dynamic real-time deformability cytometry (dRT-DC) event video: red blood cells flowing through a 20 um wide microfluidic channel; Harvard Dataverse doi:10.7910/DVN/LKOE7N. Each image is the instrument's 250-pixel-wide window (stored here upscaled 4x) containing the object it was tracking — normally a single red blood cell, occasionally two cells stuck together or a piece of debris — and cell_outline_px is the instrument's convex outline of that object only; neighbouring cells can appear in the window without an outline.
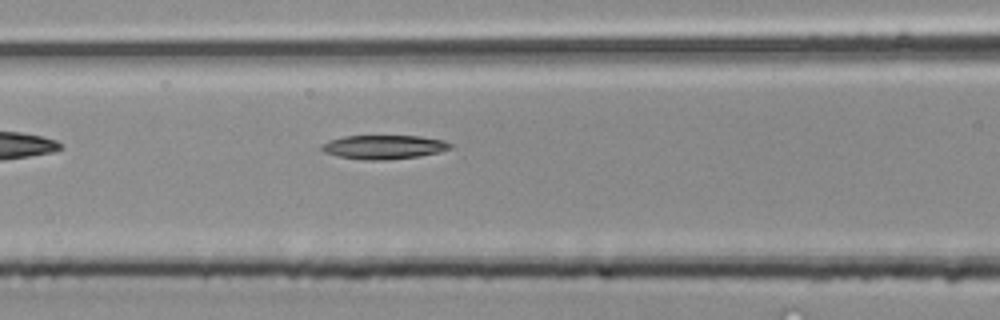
{"species": "common noctule bat (a hibernating species)", "species_latin": "Nyctalus noctula", "temperature_condition": "room temperature", "stored_images_in_passage": 30, "camera_frame_rate_fps": 3000, "um_per_image_px": 0.085, "animal": {"sex": "male", "body_mass_g": 20.4}, "frame": {"image": 1, "passage_image": 6, "time_ms": 1.667, "image_size_px": [1000, 320], "cell_outline_px": [[452, 148], [440, 152], [420, 156], [384, 160], [364, 160], [336, 156], [324, 152], [320, 148], [320, 144], [328, 140], [344, 136], [420, 136], [444, 140], [452, 144]], "centroid_in_image_um": [32.61, 12.5], "position_along_channel_um": 134.0, "area_um2": 18.15}}
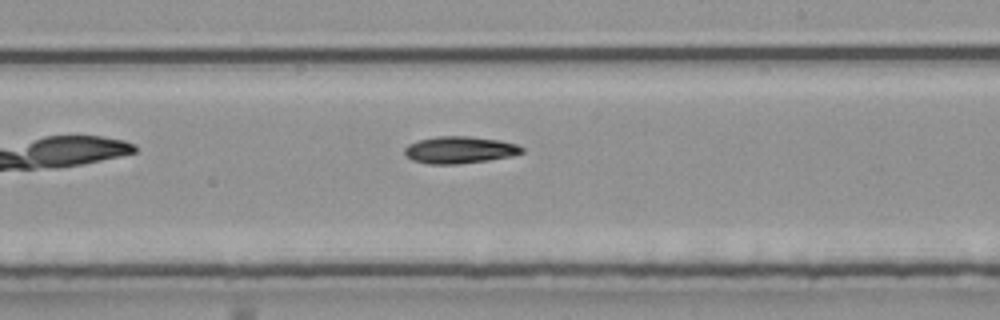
{"frame": {"image": 2, "passage_image": 13, "time_ms": 4.0, "image_size_px": [1000, 320], "cell_outline_px": [[524, 152], [512, 156], [488, 160], [460, 164], [428, 164], [412, 160], [404, 152], [404, 148], [408, 144], [416, 140], [440, 136], [468, 136], [500, 140], [516, 144], [524, 148]], "centroid_in_image_um": [39.07, 12.74], "position_along_channel_um": 249.9, "area_um2": 18.55}}
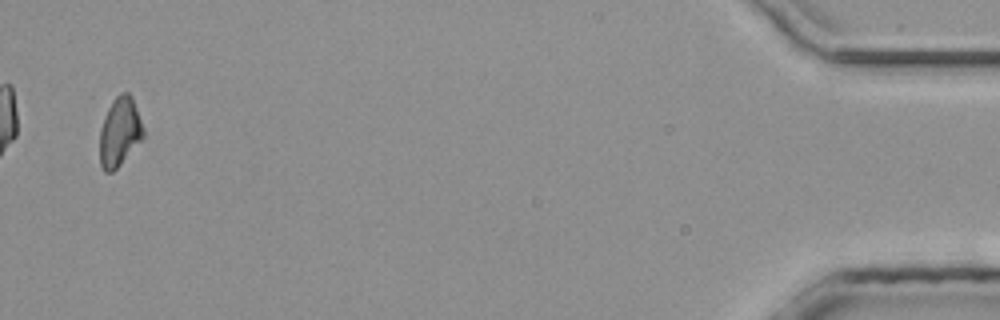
{"frame": {"image": 3, "passage_image": 29, "time_ms": 9.333, "image_size_px": [1000, 320], "cell_outline_px": [[144, 136], [120, 164], [112, 172], [104, 172], [100, 168], [100, 128], [104, 116], [112, 100], [120, 92], [128, 92], [132, 96], [144, 128]], "centroid_in_image_um": [10.16, 11.19], "position_along_channel_um": 425.0, "area_um2": 17.51}}